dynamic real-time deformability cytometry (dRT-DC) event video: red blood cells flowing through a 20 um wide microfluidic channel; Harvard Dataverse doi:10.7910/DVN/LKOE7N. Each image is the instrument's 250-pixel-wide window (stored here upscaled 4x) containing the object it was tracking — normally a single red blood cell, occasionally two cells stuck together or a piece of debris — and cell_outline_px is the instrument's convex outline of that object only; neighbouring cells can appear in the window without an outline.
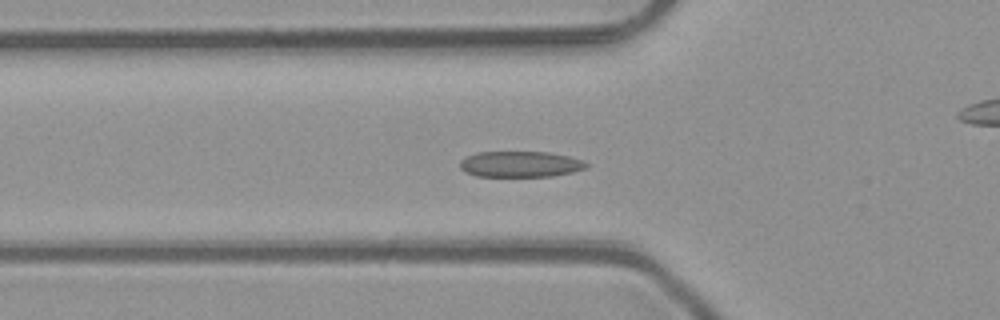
{"species": "common noctule bat (a hibernating species)", "species_latin": "Nyctalus noctula", "temperature_condition": "room temperature", "stored_images_in_passage": 49, "camera_frame_rate_fps": 3000, "um_per_image_px": 0.085, "animal": {"sex": "male", "body_mass_g": 23.1, "forearm_length_mm": 52.7}, "frame": {"image": 1, "passage_image": 15, "time_ms": 4.667, "image_size_px": [1000, 320], "cell_outline_px": [[588, 168], [572, 172], [552, 176], [476, 176], [464, 172], [460, 168], [460, 160], [464, 156], [476, 152], [548, 152], [568, 156], [584, 160], [588, 164]], "centroid_in_image_um": [44.21, 13.95], "position_along_channel_um": 81.6, "area_um2": 19.25}}
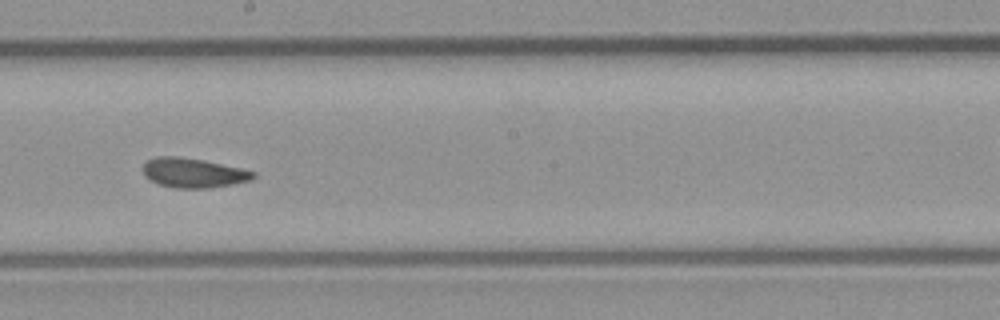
{"frame": {"image": 2, "passage_image": 26, "time_ms": 8.333, "image_size_px": [1000, 320], "cell_outline_px": [[256, 176], [248, 180], [232, 184], [208, 188], [176, 188], [160, 184], [148, 180], [144, 176], [140, 168], [148, 160], [156, 156], [176, 156], [204, 160], [240, 168], [256, 172]], "centroid_in_image_um": [16.37, 14.69], "position_along_channel_um": 231.8, "area_um2": 19.02}}
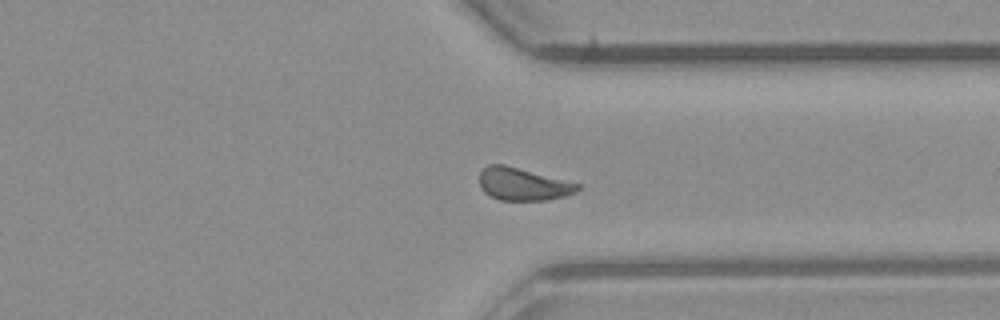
{"frame": {"image": 3, "passage_image": 36, "time_ms": 11.667, "image_size_px": [1000, 320], "cell_outline_px": [[580, 188], [576, 192], [564, 196], [548, 200], [500, 200], [488, 196], [480, 188], [480, 172], [488, 164], [504, 164], [580, 184]], "centroid_in_image_um": [44.42, 15.66], "position_along_channel_um": 367.0, "area_um2": 18.61}, "authors_computed_cell_mechanics": {"area_um2": 19.0162, "velocity_mm_per_s": 4.0638, "shape_relaxation_time_tau1_ms": 2.5212, "shape_relaxation_time_tau2_ms": 1.2048, "deformation_change_tau1": 0.0911, "deformation_change_tau2": 0.0645}}